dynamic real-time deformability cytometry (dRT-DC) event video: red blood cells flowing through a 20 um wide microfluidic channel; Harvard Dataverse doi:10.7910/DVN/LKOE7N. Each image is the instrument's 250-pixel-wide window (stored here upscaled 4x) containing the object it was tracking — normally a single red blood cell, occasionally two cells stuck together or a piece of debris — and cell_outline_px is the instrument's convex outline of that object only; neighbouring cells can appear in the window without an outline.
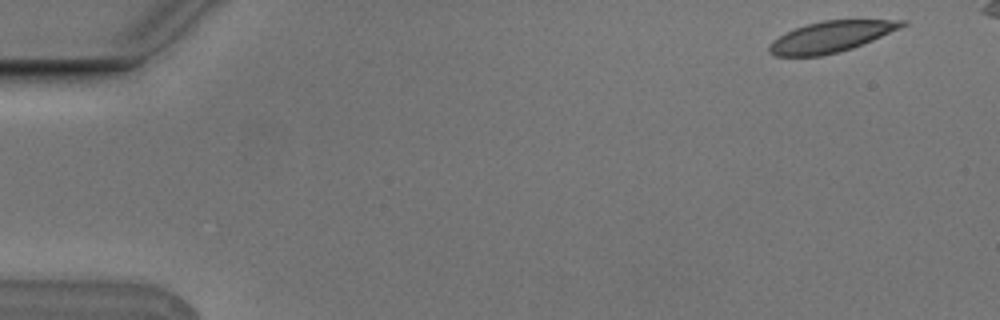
{"species": "Egyptian fruit bat (a non-hibernating species)", "species_latin": "Rousettus aegyptiacus", "temperature_condition": "cold", "stored_images_in_passage": 7, "camera_frame_rate_fps": 3000, "um_per_image_px": 0.085, "animal": {"sex": "male"}, "frame": {"image": 1, "passage_image": 1, "time_ms": 0.0, "image_size_px": [1000, 320], "cell_outline_px": [[908, 24], [900, 28], [872, 40], [852, 48], [820, 56], [776, 56], [768, 52], [768, 44], [772, 40], [796, 28], [808, 24], [824, 20], [908, 20]], "centroid_in_image_um": [70.62, 3.12], "position_along_channel_um": 14.4, "area_um2": 23.64}}